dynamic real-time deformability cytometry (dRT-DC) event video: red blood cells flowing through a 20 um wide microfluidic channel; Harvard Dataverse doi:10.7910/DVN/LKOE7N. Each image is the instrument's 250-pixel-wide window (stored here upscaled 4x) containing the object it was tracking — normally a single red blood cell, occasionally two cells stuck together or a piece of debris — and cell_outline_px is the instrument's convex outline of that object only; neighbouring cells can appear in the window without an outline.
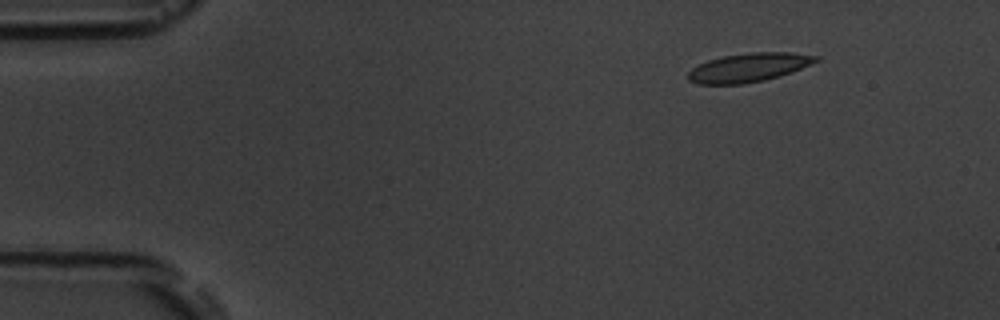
{"species": "common noctule bat (a hibernating species)", "species_latin": "Nyctalus noctula", "temperature_condition": "room temperature", "stored_images_in_passage": 5, "camera_frame_rate_fps": 3000, "um_per_image_px": 0.085, "animal": {"sex": "male", "body_mass_g": 19.5, "forearm_length_mm": 54.6}, "frame": {"image": 1, "passage_image": 1, "time_ms": 0.0, "image_size_px": [1000, 320], "cell_outline_px": [[820, 60], [792, 72], [780, 76], [764, 80], [744, 84], [700, 84], [688, 80], [688, 72], [692, 68], [708, 60], [724, 56], [748, 52], [792, 52], [820, 56]], "centroid_in_image_um": [63.67, 5.73], "position_along_channel_um": 21.3, "area_um2": 21.5}}
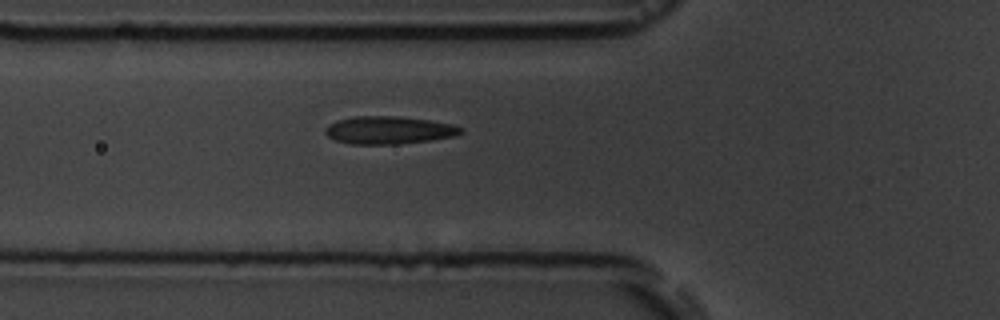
{"frame": {"image": 2, "passage_image": 5, "time_ms": 4.333, "image_size_px": [1000, 320], "cell_outline_px": [[464, 132], [456, 136], [432, 140], [396, 144], [348, 144], [336, 140], [328, 136], [324, 132], [324, 128], [328, 124], [340, 120], [356, 116], [400, 116], [428, 120], [452, 124], [464, 128]], "centroid_in_image_um": [33.08, 11.06], "position_along_channel_um": 92.7, "area_um2": 22.02}}